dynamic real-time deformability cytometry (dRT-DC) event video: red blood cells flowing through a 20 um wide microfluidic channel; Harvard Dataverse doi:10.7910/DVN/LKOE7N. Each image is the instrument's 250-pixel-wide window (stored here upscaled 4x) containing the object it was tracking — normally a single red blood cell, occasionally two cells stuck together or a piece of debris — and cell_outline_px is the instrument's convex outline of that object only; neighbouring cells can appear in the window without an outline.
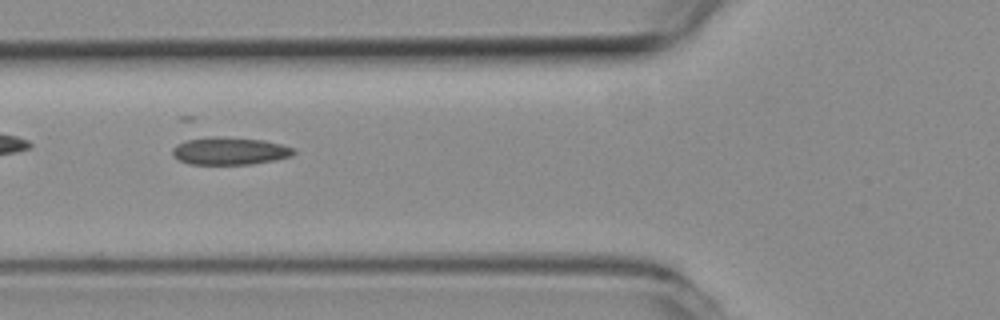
{"species": "common noctule bat (a hibernating species)", "species_latin": "Nyctalus noctula", "temperature_condition": "room temperature", "stored_images_in_passage": 41, "camera_frame_rate_fps": 3000, "um_per_image_px": 0.085, "animal": {"sex": "female", "body_mass_g": 19.3, "forearm_length_mm": 54.1}, "frame": {"image": 1, "passage_image": 7, "time_ms": 2.0, "image_size_px": [1000, 320], "cell_outline_px": [[296, 152], [292, 156], [276, 160], [252, 164], [188, 164], [172, 156], [172, 148], [176, 144], [188, 140], [212, 136], [220, 136], [264, 140], [280, 144], [292, 148]], "centroid_in_image_um": [19.51, 12.83], "position_along_channel_um": 106.3, "area_um2": 19.54}}
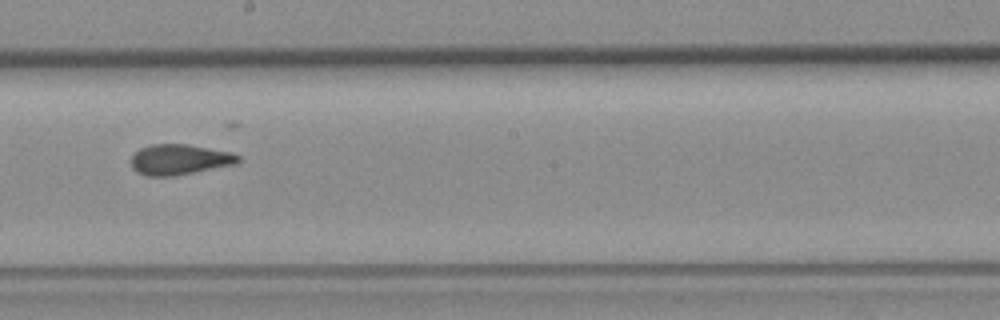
{"frame": {"image": 2, "passage_image": 17, "time_ms": 5.333, "image_size_px": [1000, 320], "cell_outline_px": [[240, 160], [236, 164], [172, 176], [144, 176], [136, 172], [132, 168], [132, 156], [140, 148], [152, 144], [188, 144], [232, 152], [240, 156]], "centroid_in_image_um": [15.25, 13.56], "position_along_channel_um": 232.9, "area_um2": 19.02}}
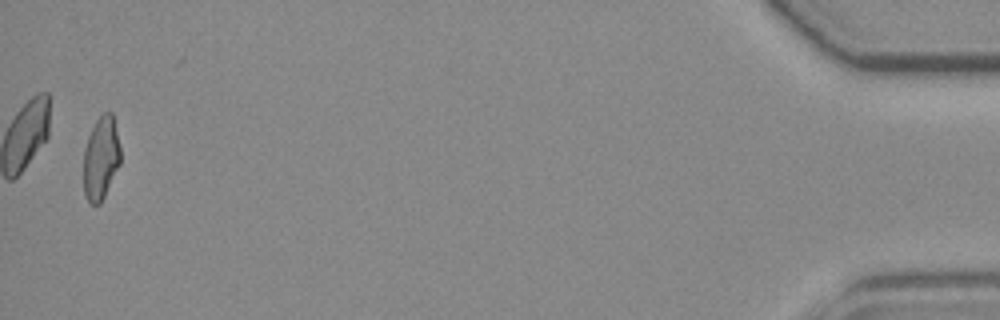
{"frame": {"image": 3, "passage_image": 40, "time_ms": 13.0, "image_size_px": [1000, 320], "cell_outline_px": [[120, 164], [100, 204], [92, 204], [88, 200], [84, 192], [84, 148], [88, 136], [96, 120], [104, 112], [112, 112], [120, 148]], "centroid_in_image_um": [8.58, 13.43], "position_along_channel_um": 426.6, "area_um2": 17.69}, "authors_computed_cell_mechanics": {"area_um2": 18.9584, "velocity_mm_per_s": 3.7934, "shape_relaxation_time_tau1_ms": null, "shape_relaxation_time_tau2_ms": 2.7039, "deformation_change_tau1": null, "deformation_change_tau2": 0.0924}}